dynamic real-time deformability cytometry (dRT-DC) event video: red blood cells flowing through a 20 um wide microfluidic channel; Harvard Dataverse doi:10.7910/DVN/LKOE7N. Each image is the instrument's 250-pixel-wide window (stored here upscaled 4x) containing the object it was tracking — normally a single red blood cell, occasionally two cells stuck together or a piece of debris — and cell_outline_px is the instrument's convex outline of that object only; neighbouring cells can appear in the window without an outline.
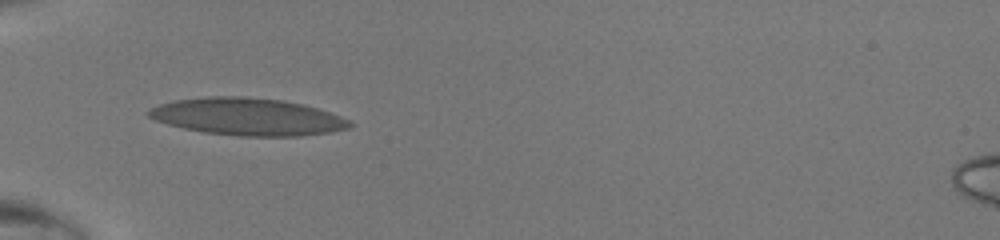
{"species": "human", "species_latin": "Homo sapiens", "temperature_condition": "room temperature", "stored_images_in_passage": 10, "camera_frame_rate_fps": 3000, "um_per_image_px": 0.085, "donor": {"sex": "male"}, "frame": {"image": 1, "passage_image": 1, "time_ms": 0.0, "image_size_px": [1000, 240], "cell_outline_px": [[352, 124], [348, 128], [328, 132], [300, 136], [236, 136], [204, 132], [184, 128], [168, 124], [156, 120], [148, 116], [144, 112], [160, 104], [176, 100], [208, 96], [240, 96], [284, 100], [304, 104], [340, 116], [348, 120]], "centroid_in_image_um": [21.01, 9.92], "position_along_channel_um": 64.0, "area_um2": 43.47}}
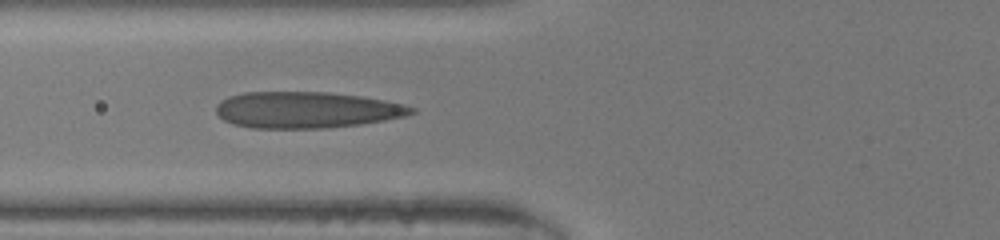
{"frame": {"image": 2, "passage_image": 4, "time_ms": 1.0, "image_size_px": [1000, 240], "cell_outline_px": [[416, 112], [404, 116], [384, 120], [360, 124], [328, 128], [252, 128], [232, 124], [224, 120], [216, 112], [216, 104], [228, 96], [244, 92], [328, 92], [360, 96], [384, 100], [404, 104], [416, 108]], "centroid_in_image_um": [26.04, 9.34], "position_along_channel_um": 99.8, "area_um2": 41.44}}
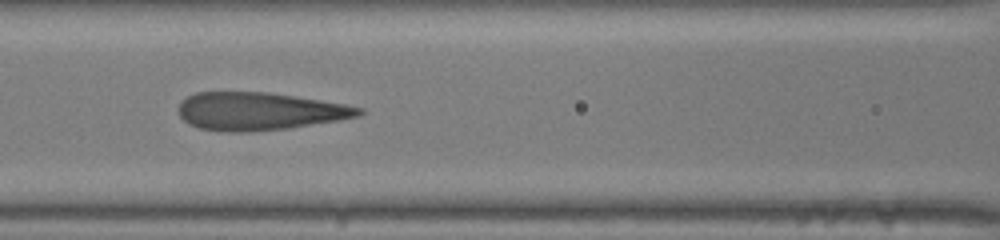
{"frame": {"image": 3, "passage_image": 7, "time_ms": 2.0, "image_size_px": [1000, 240], "cell_outline_px": [[364, 112], [356, 116], [340, 120], [288, 128], [252, 132], [228, 132], [200, 128], [188, 124], [180, 116], [180, 104], [188, 96], [196, 92], [268, 92], [296, 96], [344, 104], [364, 108]], "centroid_in_image_um": [22.06, 9.46], "position_along_channel_um": 144.5, "area_um2": 39.59}}